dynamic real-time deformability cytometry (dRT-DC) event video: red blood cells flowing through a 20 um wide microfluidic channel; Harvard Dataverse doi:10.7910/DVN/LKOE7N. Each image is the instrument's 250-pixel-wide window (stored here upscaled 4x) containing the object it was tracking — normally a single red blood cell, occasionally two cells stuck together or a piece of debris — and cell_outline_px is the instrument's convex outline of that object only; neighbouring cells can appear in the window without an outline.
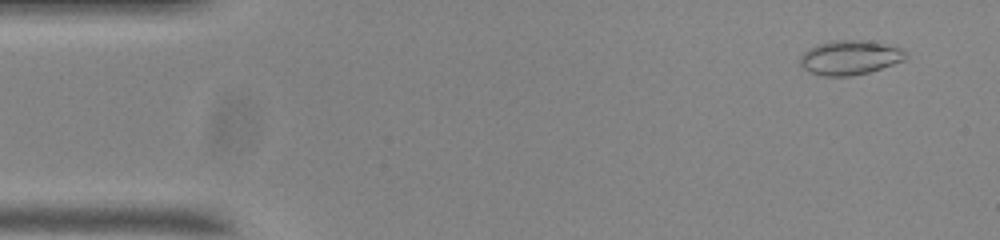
{"species": "common noctule bat (a hibernating species)", "species_latin": "Nyctalus noctula", "temperature_condition": "room temperature", "stored_images_in_passage": 55, "camera_frame_rate_fps": 3000, "um_per_image_px": 0.085, "animal": {"sex": "male", "body_mass_g": 20.0, "forearm_length_mm": 53.3}, "frame": {"image": 1, "passage_image": 4, "time_ms": 1.0, "image_size_px": [1000, 240], "cell_outline_px": [[908, 56], [904, 60], [868, 72], [852, 76], [820, 76], [808, 72], [800, 64], [800, 56], [808, 48], [816, 44], [832, 40], [872, 40], [904, 48], [908, 52]], "centroid_in_image_um": [72.26, 4.87], "position_along_channel_um": 12.7, "area_um2": 21.62}}
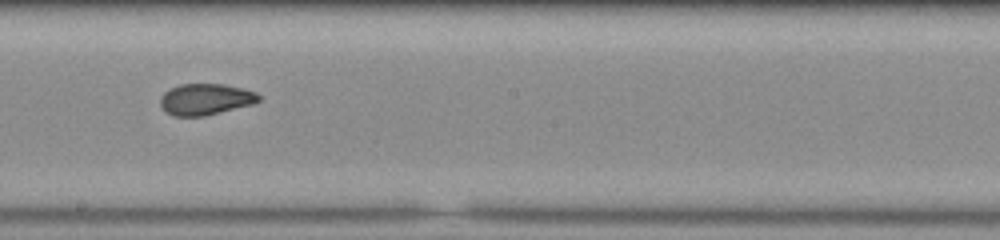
{"frame": {"image": 2, "passage_image": 30, "time_ms": 9.667, "image_size_px": [1000, 240], "cell_outline_px": [[260, 100], [252, 104], [204, 116], [172, 116], [164, 112], [160, 104], [160, 96], [164, 92], [180, 84], [224, 84], [256, 92], [260, 96]], "centroid_in_image_um": [17.43, 8.44], "position_along_channel_um": 230.8, "area_um2": 17.92}}
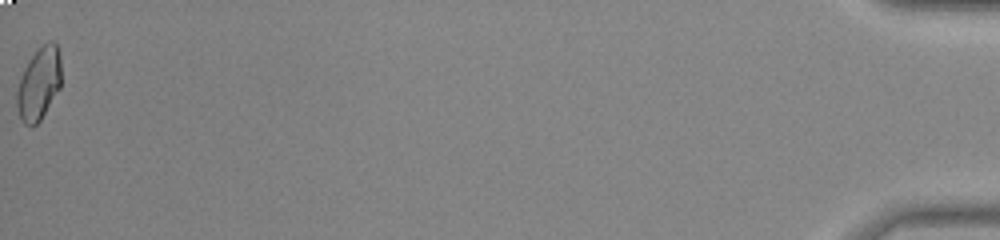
{"frame": {"image": 3, "passage_image": 55, "time_ms": 18.0, "image_size_px": [1000, 240], "cell_outline_px": [[60, 88], [40, 120], [32, 128], [24, 124], [16, 108], [16, 92], [20, 76], [28, 60], [48, 40], [52, 40], [56, 44], [60, 52]], "centroid_in_image_um": [3.29, 7.12], "position_along_channel_um": 431.9, "area_um2": 18.84}, "authors_computed_cell_mechanics": {"area_um2": 18.785, "velocity_mm_per_s": 3.7206, "shape_relaxation_time_tau1_ms": null, "shape_relaxation_time_tau2_ms": 0.9806, "deformation_change_tau1": null, "deformation_change_tau2": 0.051}}